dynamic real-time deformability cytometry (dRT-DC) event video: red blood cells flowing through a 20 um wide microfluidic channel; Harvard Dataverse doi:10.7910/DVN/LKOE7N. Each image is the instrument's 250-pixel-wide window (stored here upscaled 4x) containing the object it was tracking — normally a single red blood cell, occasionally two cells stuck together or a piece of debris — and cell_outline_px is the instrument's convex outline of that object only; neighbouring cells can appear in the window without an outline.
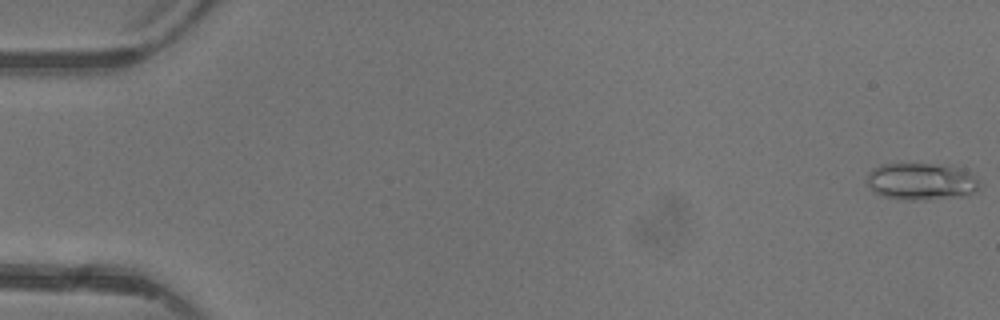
{"species": "common noctule bat (a hibernating species)", "species_latin": "Nyctalus noctula", "temperature_condition": "warm", "stored_images_in_passage": 5, "camera_frame_rate_fps": 3000, "um_per_image_px": 0.085, "animal": {"sex": "female"}, "frame": {"image": 1, "passage_image": 1, "time_ms": 0.0, "image_size_px": [1000, 320], "cell_outline_px": [[980, 188], [976, 192], [964, 196], [924, 200], [896, 200], [880, 196], [868, 184], [868, 172], [872, 168], [880, 164], [936, 164], [956, 168], [976, 176], [980, 184]], "centroid_in_image_um": [78.3, 15.45], "position_along_channel_um": 6.7, "area_um2": 24.45}}